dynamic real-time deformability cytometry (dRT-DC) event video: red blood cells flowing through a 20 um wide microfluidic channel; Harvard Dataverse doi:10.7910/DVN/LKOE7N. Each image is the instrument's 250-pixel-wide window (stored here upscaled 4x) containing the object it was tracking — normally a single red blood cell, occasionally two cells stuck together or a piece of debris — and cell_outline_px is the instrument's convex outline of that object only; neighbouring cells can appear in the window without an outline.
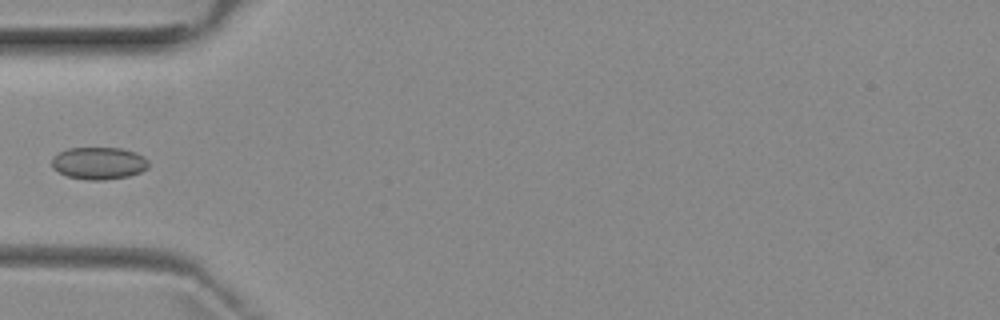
{"species": "common noctule bat (a hibernating species)", "species_latin": "Nyctalus noctula", "temperature_condition": "room temperature", "stored_images_in_passage": 4, "camera_frame_rate_fps": 3000, "um_per_image_px": 0.085, "animal": {"sex": "female", "body_mass_g": 29.2, "forearm_length_mm": 56.3}, "frame": {"image": 1, "passage_image": 4, "time_ms": 4.333, "image_size_px": [1000, 320], "cell_outline_px": [[148, 168], [140, 172], [128, 176], [104, 180], [88, 180], [68, 176], [52, 168], [52, 156], [68, 148], [120, 148], [136, 152], [144, 156], [148, 160]], "centroid_in_image_um": [8.41, 13.87], "position_along_channel_um": 76.6, "area_um2": 18.21}}